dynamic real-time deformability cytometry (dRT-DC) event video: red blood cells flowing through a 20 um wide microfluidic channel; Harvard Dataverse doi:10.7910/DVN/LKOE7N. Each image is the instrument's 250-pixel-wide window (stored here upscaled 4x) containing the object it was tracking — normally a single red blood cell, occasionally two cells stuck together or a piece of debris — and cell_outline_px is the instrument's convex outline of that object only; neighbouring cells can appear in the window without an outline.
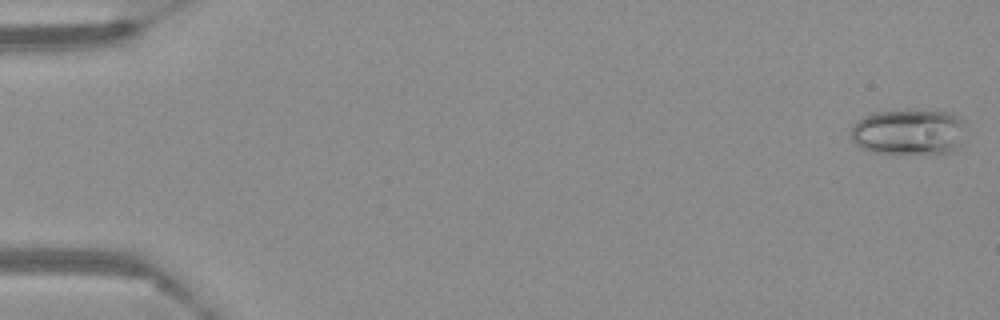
{"species": "Egyptian fruit bat (a non-hibernating species)", "species_latin": "Rousettus aegyptiacus", "temperature_condition": "warm", "stored_images_in_passage": 58, "camera_frame_rate_fps": 3000, "um_per_image_px": 0.085, "frame": {"image": 1, "passage_image": 1, "time_ms": 0.0, "image_size_px": [1000, 320], "cell_outline_px": [[964, 120], [956, 148], [952, 152], [924, 156], [868, 152], [860, 148], [852, 140], [852, 124], [860, 116], [872, 112], [952, 112]], "centroid_in_image_um": [77.16, 11.28], "position_along_channel_um": 7.8, "area_um2": 30.92}}
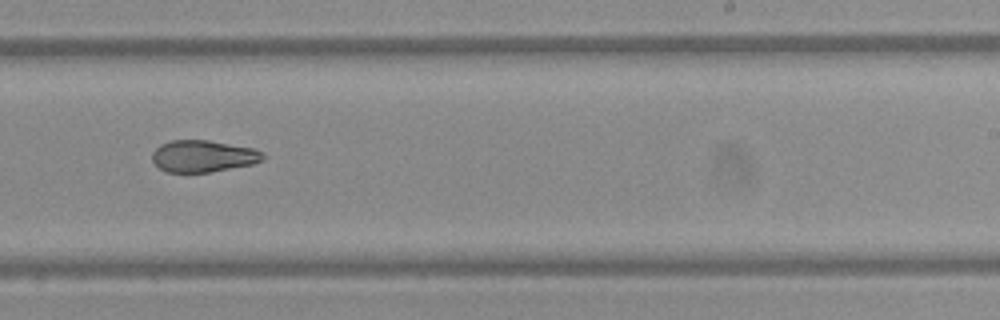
{"frame": {"image": 2, "passage_image": 37, "time_ms": 12.0, "image_size_px": [1000, 320], "cell_outline_px": [[268, 156], [264, 160], [252, 164], [208, 172], [168, 172], [160, 168], [152, 160], [152, 152], [160, 144], [168, 140], [208, 140], [252, 148]], "centroid_in_image_um": [17.25, 13.26], "position_along_channel_um": 271.7, "area_um2": 20.46}}
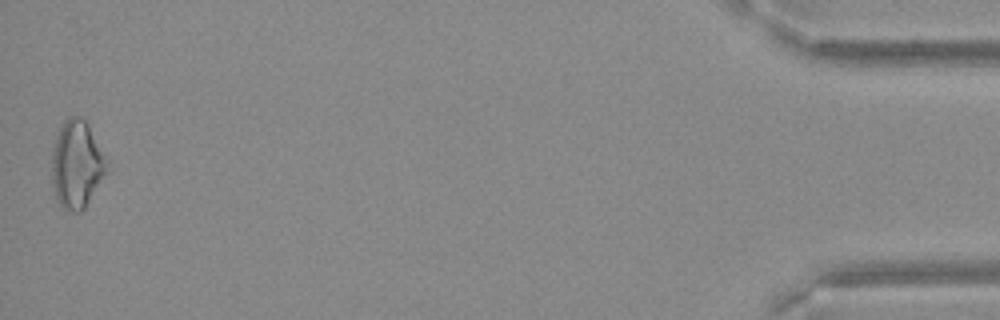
{"frame": {"image": 3, "passage_image": 58, "time_ms": 19.0, "image_size_px": [1000, 320], "cell_outline_px": [[104, 172], [84, 208], [80, 212], [72, 212], [60, 208], [56, 200], [52, 184], [52, 148], [56, 136], [64, 120], [68, 116], [80, 116], [88, 124], [100, 152], [104, 168]], "centroid_in_image_um": [6.4, 13.99], "position_along_channel_um": 428.8, "area_um2": 26.93}}